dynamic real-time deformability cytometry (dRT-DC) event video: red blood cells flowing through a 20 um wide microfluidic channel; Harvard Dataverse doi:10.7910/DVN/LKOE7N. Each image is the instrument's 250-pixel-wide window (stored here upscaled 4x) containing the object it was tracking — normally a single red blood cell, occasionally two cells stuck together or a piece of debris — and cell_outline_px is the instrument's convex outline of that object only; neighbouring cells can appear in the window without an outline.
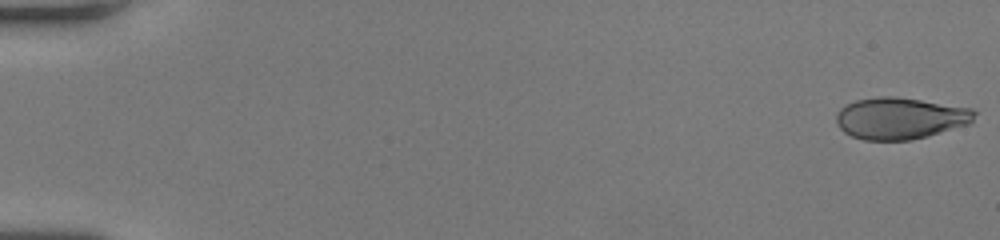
{"species": "human", "species_latin": "Homo sapiens", "temperature_condition": "room temperature", "stored_images_in_passage": 53, "camera_frame_rate_fps": 3000, "um_per_image_px": 0.085, "donor": {"sex": "female"}, "frame": {"image": 1, "passage_image": 1, "time_ms": 0.0, "image_size_px": [1000, 240], "cell_outline_px": [[976, 112], [972, 124], [928, 136], [912, 140], [864, 140], [852, 136], [844, 132], [840, 128], [836, 120], [836, 112], [844, 104], [856, 100], [876, 96], [892, 96], [920, 100], [972, 108]], "centroid_in_image_um": [76.52, 10.05], "position_along_channel_um": 8.5, "area_um2": 33.87}}
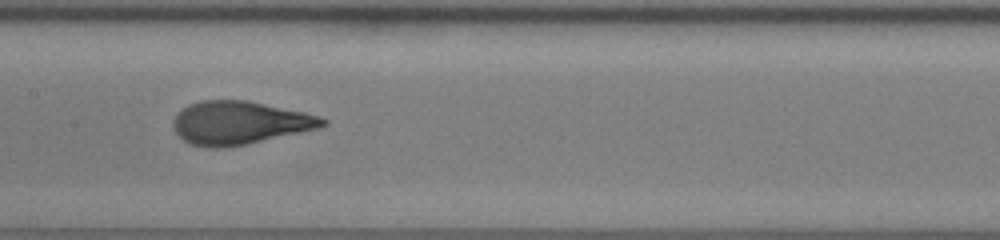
{"frame": {"image": 2, "passage_image": 28, "time_ms": 9.0, "image_size_px": [1000, 240], "cell_outline_px": [[328, 124], [316, 128], [248, 144], [224, 148], [216, 148], [188, 144], [176, 132], [172, 124], [172, 120], [176, 112], [188, 104], [200, 100], [248, 100], [304, 112], [320, 116], [328, 120]], "centroid_in_image_um": [20.32, 10.43], "position_along_channel_um": 187.1, "area_um2": 37.69}}
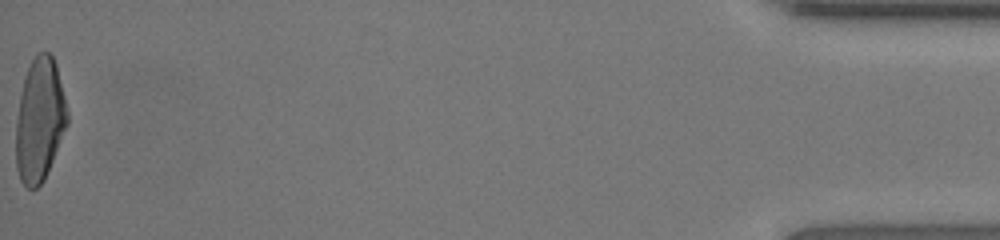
{"frame": {"image": 3, "passage_image": 53, "time_ms": 17.333, "image_size_px": [1000, 240], "cell_outline_px": [[68, 124], [44, 180], [36, 188], [28, 188], [20, 180], [16, 168], [16, 120], [20, 96], [24, 80], [28, 68], [32, 60], [40, 52], [48, 52], [52, 56], [56, 64], [68, 112]], "centroid_in_image_um": [3.37, 10.22], "position_along_channel_um": 431.8, "area_um2": 36.7}, "authors_computed_cell_mechanics": {"area_um2": 36.4718, "velocity_mm_per_s": 4.0739, "shape_relaxation_time_tau1_ms": 5.4799, "shape_relaxation_time_tau2_ms": null, "deformation_change_tau1": 0.26, "deformation_change_tau2": null}}